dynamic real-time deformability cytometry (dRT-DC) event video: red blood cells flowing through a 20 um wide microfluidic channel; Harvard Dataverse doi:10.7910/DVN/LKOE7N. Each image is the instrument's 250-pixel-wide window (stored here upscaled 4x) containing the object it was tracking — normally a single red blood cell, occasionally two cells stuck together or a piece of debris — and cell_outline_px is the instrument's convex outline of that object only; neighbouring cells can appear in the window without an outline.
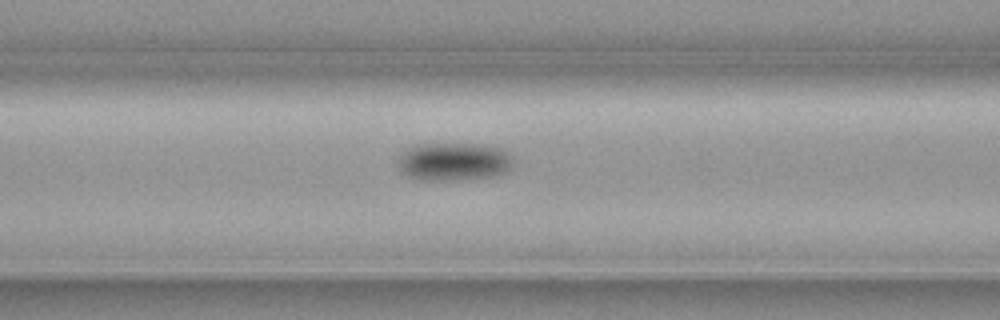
{"species": "common noctule bat (a hibernating species)", "species_latin": "Nyctalus noctula", "temperature_condition": "cold", "stored_images_in_passage": 6, "camera_frame_rate_fps": 3000, "um_per_image_px": 0.085, "animal": {"sex": "female", "body_mass_g": 19.3, "forearm_length_mm": 54.1}, "frame": {"image": 1, "passage_image": 6, "time_ms": 1.667, "image_size_px": [1000, 320], "cell_outline_px": [[512, 168], [508, 172], [492, 176], [448, 180], [420, 180], [408, 176], [400, 168], [400, 152], [416, 144], [480, 144], [500, 148], [508, 152], [512, 156]], "centroid_in_image_um": [38.6, 13.73], "position_along_channel_um": 128.0, "area_um2": 25.49}}